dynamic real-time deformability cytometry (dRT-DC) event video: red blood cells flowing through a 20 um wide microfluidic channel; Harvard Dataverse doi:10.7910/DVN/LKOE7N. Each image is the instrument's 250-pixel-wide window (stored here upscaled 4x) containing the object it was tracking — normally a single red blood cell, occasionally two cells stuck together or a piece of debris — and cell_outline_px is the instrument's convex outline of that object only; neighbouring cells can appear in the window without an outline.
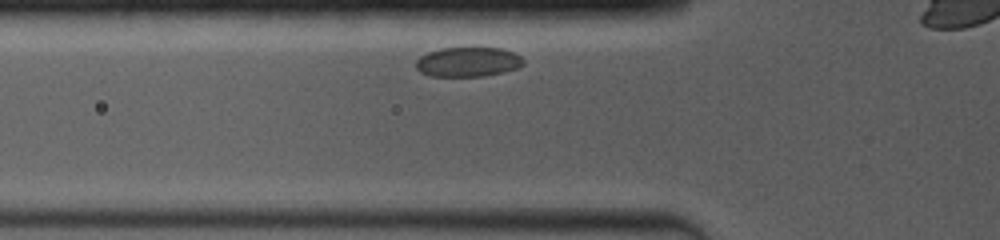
{"species": "common noctule bat (a hibernating species)", "species_latin": "Nyctalus noctula", "temperature_condition": "room temperature", "stored_images_in_passage": 22, "camera_frame_rate_fps": 4000, "um_per_image_px": 0.085, "animal": {"sex": "female", "body_mass_g": 19.0, "forearm_length_mm": 53.3}, "frame": {"image": 1, "passage_image": 2, "time_ms": 0.5, "image_size_px": [1000, 240], "cell_outline_px": [[524, 64], [520, 68], [504, 72], [484, 76], [432, 76], [420, 72], [416, 68], [416, 60], [420, 56], [428, 52], [440, 48], [504, 48], [520, 56], [524, 60]], "centroid_in_image_um": [39.8, 5.26], "position_along_channel_um": 86.0, "area_um2": 18.67}}
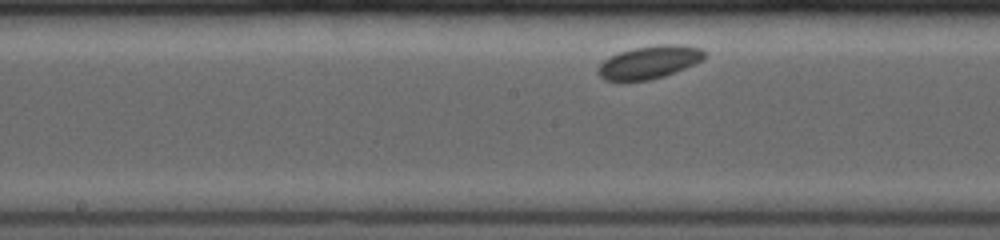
{"frame": {"image": 2, "passage_image": 13, "time_ms": 3.5, "image_size_px": [1000, 240], "cell_outline_px": [[708, 56], [704, 60], [664, 76], [648, 80], [624, 84], [604, 80], [596, 72], [600, 64], [604, 60], [620, 52], [632, 48], [660, 44], [684, 44], [700, 48], [708, 52]], "centroid_in_image_um": [55.19, 5.31], "position_along_channel_um": 193.0, "area_um2": 21.1}}
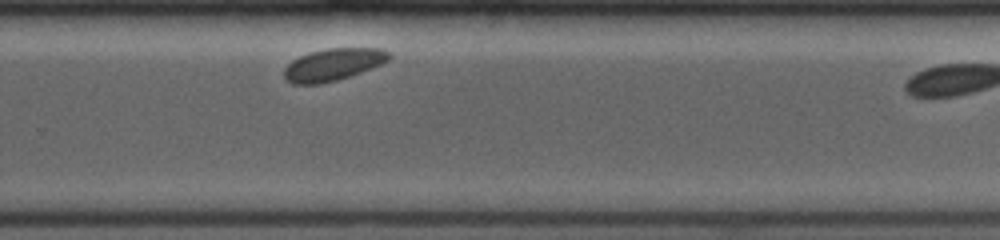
{"frame": {"image": 3, "passage_image": 22, "time_ms": 6.5, "image_size_px": [1000, 240], "cell_outline_px": [[392, 56], [388, 60], [380, 64], [360, 72], [336, 80], [320, 84], [292, 84], [284, 80], [284, 68], [292, 60], [300, 56], [312, 52], [328, 48], [384, 48]], "centroid_in_image_um": [28.29, 5.49], "position_along_channel_um": 301.5, "area_um2": 19.54}}